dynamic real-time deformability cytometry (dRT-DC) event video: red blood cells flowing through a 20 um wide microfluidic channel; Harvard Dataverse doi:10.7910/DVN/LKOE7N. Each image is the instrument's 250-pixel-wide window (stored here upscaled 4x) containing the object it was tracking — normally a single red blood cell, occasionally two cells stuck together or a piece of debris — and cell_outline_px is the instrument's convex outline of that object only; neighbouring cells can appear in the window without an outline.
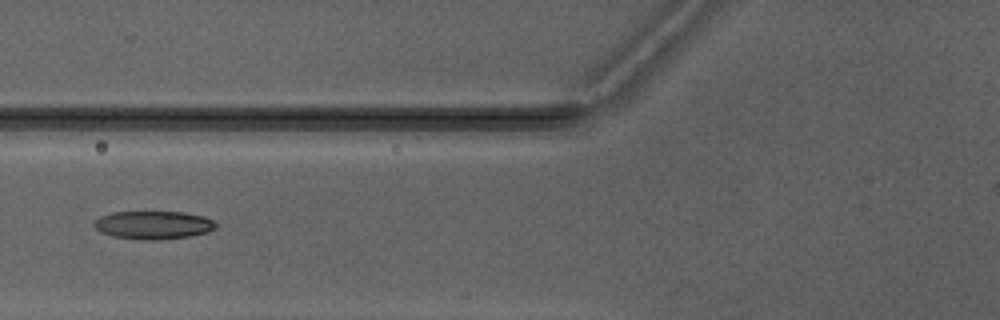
{"species": "Egyptian fruit bat (a non-hibernating species)", "species_latin": "Rousettus aegyptiacus", "temperature_condition": "warm", "stored_images_in_passage": 5, "camera_frame_rate_fps": 3000, "um_per_image_px": 0.085, "animal": {"sex": "male"}, "frame": {"image": 1, "passage_image": 5, "time_ms": 6.333, "image_size_px": [1000, 320], "cell_outline_px": [[216, 228], [208, 232], [192, 236], [160, 240], [144, 240], [112, 236], [100, 232], [92, 224], [100, 216], [112, 212], [184, 212], [204, 216], [212, 220], [216, 224]], "centroid_in_image_um": [13.04, 19.13], "position_along_channel_um": 112.8, "area_um2": 20.11}}